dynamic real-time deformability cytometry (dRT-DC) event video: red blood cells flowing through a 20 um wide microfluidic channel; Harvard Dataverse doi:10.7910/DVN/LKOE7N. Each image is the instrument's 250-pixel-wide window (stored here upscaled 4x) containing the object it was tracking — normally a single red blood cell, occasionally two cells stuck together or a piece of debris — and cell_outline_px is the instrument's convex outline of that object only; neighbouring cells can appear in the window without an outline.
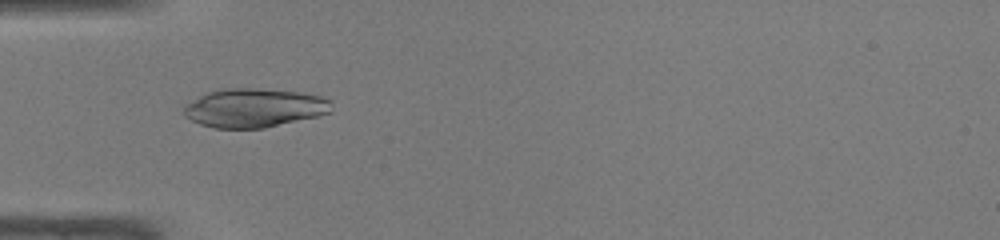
{"species": "common noctule bat (a hibernating species)", "species_latin": "Nyctalus noctula", "temperature_condition": "warm", "stored_images_in_passage": 21, "camera_frame_rate_fps": 3000, "um_per_image_px": 0.085, "animal": {"sex": "male", "body_mass_g": 19.0, "forearm_length_mm": 50.8}, "frame": {"image": 1, "passage_image": 1, "time_ms": 0.0, "image_size_px": [1000, 240], "cell_outline_px": [[332, 112], [316, 116], [264, 128], [212, 128], [200, 124], [184, 116], [184, 104], [216, 88], [256, 88], [296, 92], [320, 96], [332, 100]], "centroid_in_image_um": [21.58, 9.16], "position_along_channel_um": 63.4, "area_um2": 33.47}}
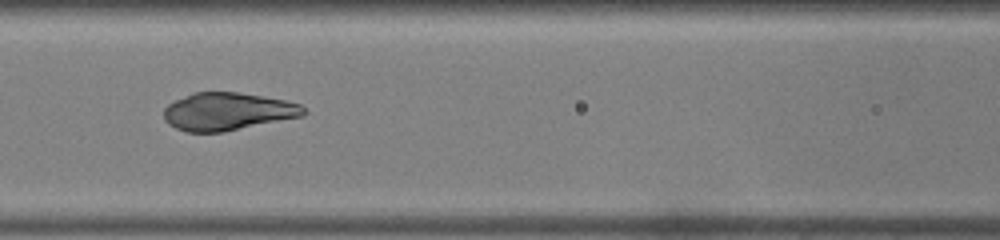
{"frame": {"image": 2, "passage_image": 7, "time_ms": 2.0, "image_size_px": [1000, 240], "cell_outline_px": [[308, 112], [304, 116], [224, 132], [188, 132], [176, 128], [168, 124], [164, 120], [164, 108], [168, 104], [192, 92], [236, 92], [264, 96], [284, 100], [300, 104]], "centroid_in_image_um": [19.36, 9.48], "position_along_channel_um": 147.2, "area_um2": 30.87}}
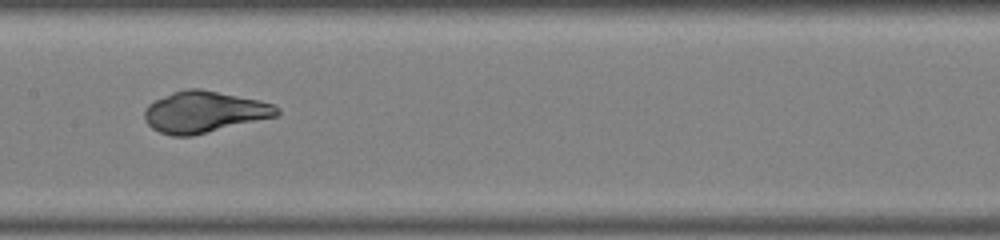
{"frame": {"image": 3, "passage_image": 10, "time_ms": 3.0, "image_size_px": [1000, 240], "cell_outline_px": [[280, 112], [276, 116], [192, 136], [172, 136], [160, 132], [152, 128], [144, 120], [144, 112], [148, 104], [172, 92], [188, 88], [200, 88], [260, 100], [272, 104], [280, 108]], "centroid_in_image_um": [17.35, 9.51], "position_along_channel_um": 190.1, "area_um2": 31.85}}